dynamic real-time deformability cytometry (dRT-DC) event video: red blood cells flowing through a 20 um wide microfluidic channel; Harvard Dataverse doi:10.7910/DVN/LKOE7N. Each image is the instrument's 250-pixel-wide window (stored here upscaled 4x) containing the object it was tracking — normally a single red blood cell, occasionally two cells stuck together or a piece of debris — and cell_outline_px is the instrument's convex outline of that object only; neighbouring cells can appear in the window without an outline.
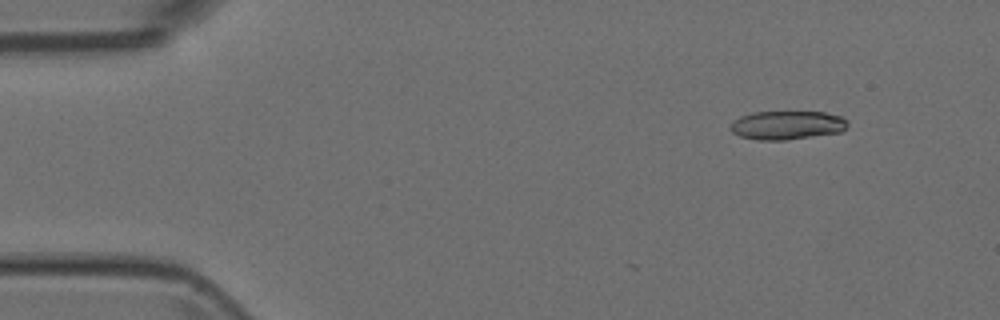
{"species": "Egyptian fruit bat (a non-hibernating species)", "species_latin": "Rousettus aegyptiacus", "temperature_condition": "room temperature", "stored_images_in_passage": 4, "camera_frame_rate_fps": 3000, "um_per_image_px": 0.085, "animal": {"sex": "female"}, "frame": {"image": 1, "passage_image": 1, "time_ms": 0.0, "image_size_px": [1000, 320], "cell_outline_px": [[848, 124], [840, 132], [788, 140], [756, 140], [740, 136], [732, 132], [732, 124], [740, 116], [752, 112], [824, 112], [844, 116], [848, 120]], "centroid_in_image_um": [66.94, 10.64], "position_along_channel_um": 18.1, "area_um2": 19.59}}
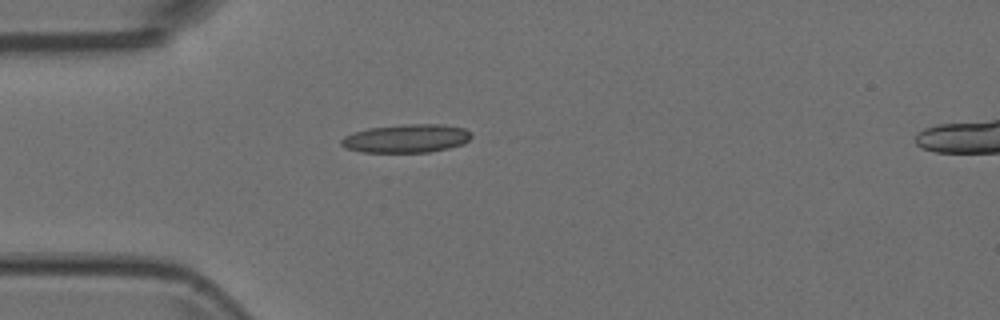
{"frame": {"image": 2, "passage_image": 4, "time_ms": 1.0, "image_size_px": [1000, 320], "cell_outline_px": [[472, 136], [464, 144], [448, 148], [428, 152], [360, 152], [344, 148], [340, 144], [340, 140], [344, 136], [368, 128], [404, 124], [440, 124], [464, 128], [472, 132]], "centroid_in_image_um": [34.54, 11.77], "position_along_channel_um": 50.5, "area_um2": 21.62}}